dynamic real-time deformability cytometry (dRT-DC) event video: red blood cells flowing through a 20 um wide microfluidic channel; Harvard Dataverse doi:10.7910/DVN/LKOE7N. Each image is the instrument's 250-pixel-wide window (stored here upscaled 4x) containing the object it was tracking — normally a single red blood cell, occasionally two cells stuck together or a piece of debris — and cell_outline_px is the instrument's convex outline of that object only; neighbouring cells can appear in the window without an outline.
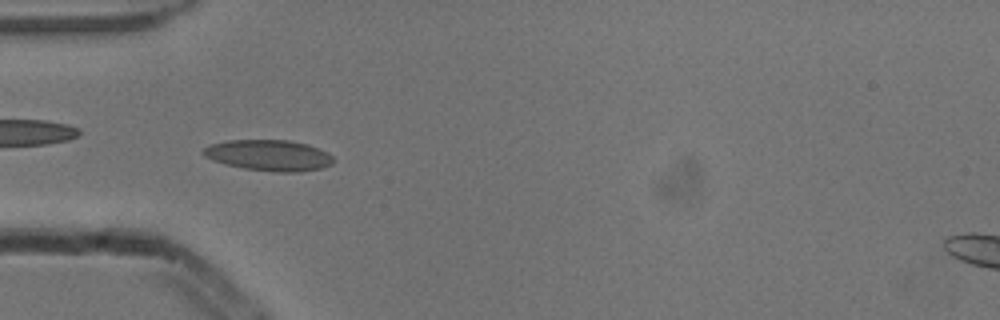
{"species": "common noctule bat (a hibernating species)", "species_latin": "Nyctalus noctula", "temperature_condition": "cold", "stored_images_in_passage": 42, "camera_frame_rate_fps": 3000, "um_per_image_px": 0.085, "animal": {"sex": "male", "body_mass_g": 13.3}, "frame": {"image": 1, "passage_image": 16, "time_ms": 5.0, "image_size_px": [1000, 320], "cell_outline_px": [[336, 160], [332, 164], [320, 168], [300, 172], [276, 172], [244, 168], [224, 164], [212, 160], [204, 156], [200, 152], [208, 144], [228, 140], [288, 140], [308, 144], [332, 156]], "centroid_in_image_um": [22.81, 13.2], "position_along_channel_um": 62.2, "area_um2": 23.52}}
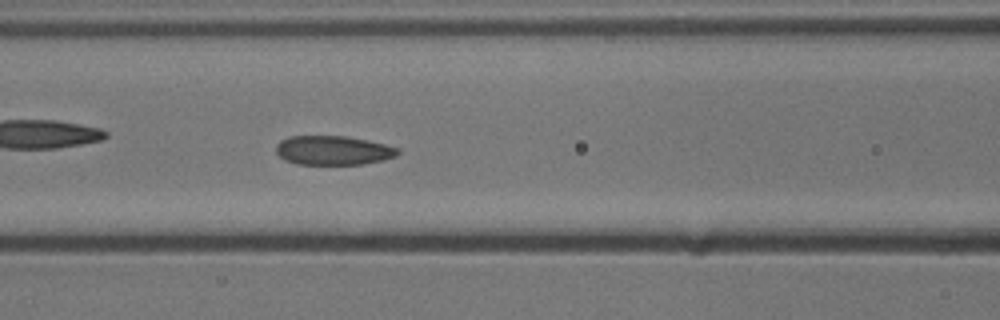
{"frame": {"image": 2, "passage_image": 22, "time_ms": 7.0, "image_size_px": [1000, 320], "cell_outline_px": [[400, 152], [396, 156], [384, 160], [360, 164], [296, 164], [284, 160], [276, 152], [276, 144], [280, 140], [288, 136], [344, 136], [368, 140], [400, 148]], "centroid_in_image_um": [28.31, 12.78], "position_along_channel_um": 138.3, "area_um2": 20.81}}
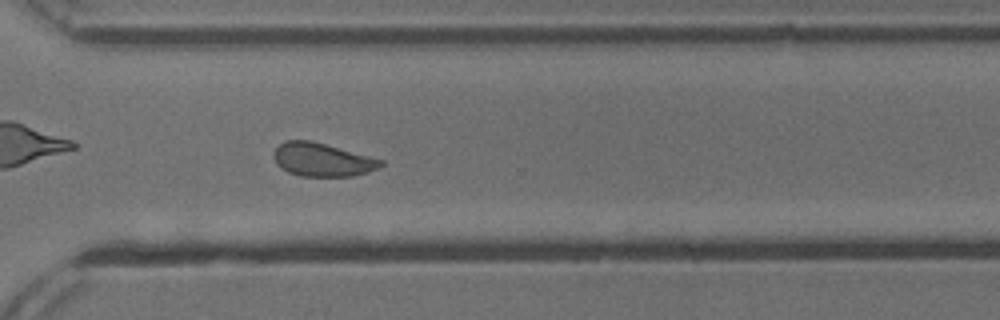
{"frame": {"image": 3, "passage_image": 38, "time_ms": 12.333, "image_size_px": [1000, 320], "cell_outline_px": [[384, 164], [380, 168], [368, 172], [352, 176], [300, 176], [288, 172], [280, 168], [276, 164], [272, 156], [272, 152], [284, 140], [312, 140], [384, 160]], "centroid_in_image_um": [27.37, 13.57], "position_along_channel_um": 343.2, "area_um2": 21.1}, "authors_computed_cell_mechanics": {"area_um2": 21.6461, "velocity_mm_per_s": 3.8473, "shape_relaxation_time_tau1_ms": 6.4952, "shape_relaxation_time_tau2_ms": 1.4512, "deformation_change_tau1": 0.1337, "deformation_change_tau2": 0.0764}}